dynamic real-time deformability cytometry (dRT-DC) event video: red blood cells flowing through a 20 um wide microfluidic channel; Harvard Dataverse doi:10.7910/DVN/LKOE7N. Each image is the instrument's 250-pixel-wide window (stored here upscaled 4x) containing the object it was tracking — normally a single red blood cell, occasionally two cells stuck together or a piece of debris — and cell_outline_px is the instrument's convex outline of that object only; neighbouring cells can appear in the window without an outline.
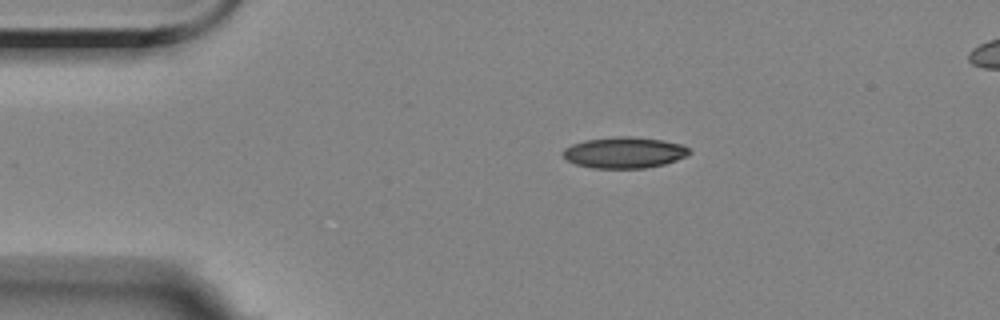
{"species": "Egyptian fruit bat (a non-hibernating species)", "species_latin": "Rousettus aegyptiacus", "temperature_condition": "room temperature", "stored_images_in_passage": 5, "camera_frame_rate_fps": 3000, "um_per_image_px": 0.085, "animal": {"sex": "female"}, "frame": {"image": 1, "passage_image": 5, "time_ms": 6.333, "image_size_px": [1000, 320], "cell_outline_px": [[692, 152], [688, 156], [664, 164], [644, 168], [592, 168], [576, 164], [568, 160], [564, 156], [564, 148], [572, 144], [584, 140], [616, 136], [632, 136], [664, 140], [684, 144]], "centroid_in_image_um": [53.11, 12.95], "position_along_channel_um": 31.9, "area_um2": 23.06}}